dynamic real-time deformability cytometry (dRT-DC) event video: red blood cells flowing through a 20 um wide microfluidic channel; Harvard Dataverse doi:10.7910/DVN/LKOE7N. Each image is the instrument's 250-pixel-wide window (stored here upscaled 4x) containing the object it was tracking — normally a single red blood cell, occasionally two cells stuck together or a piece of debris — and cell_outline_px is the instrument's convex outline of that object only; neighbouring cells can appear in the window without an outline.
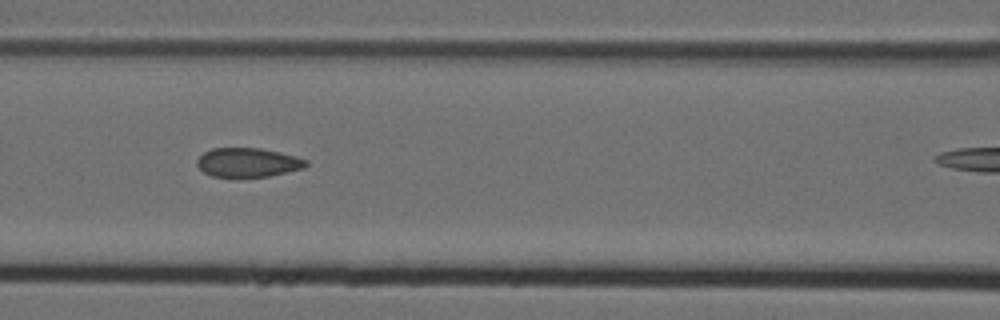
{"species": "Egyptian fruit bat (a non-hibernating species)", "species_latin": "Rousettus aegyptiacus", "temperature_condition": "cold", "stored_images_in_passage": 9, "camera_frame_rate_fps": 3000, "um_per_image_px": 0.085, "animal": {"sex": "female"}, "frame": {"image": 1, "passage_image": 8, "time_ms": 2.333, "image_size_px": [1000, 320], "cell_outline_px": [[308, 164], [304, 168], [268, 176], [236, 180], [212, 176], [204, 172], [196, 164], [196, 160], [204, 152], [212, 148], [260, 148], [280, 152], [308, 160]], "centroid_in_image_um": [21.03, 13.85], "position_along_channel_um": 145.6, "area_um2": 19.07}}